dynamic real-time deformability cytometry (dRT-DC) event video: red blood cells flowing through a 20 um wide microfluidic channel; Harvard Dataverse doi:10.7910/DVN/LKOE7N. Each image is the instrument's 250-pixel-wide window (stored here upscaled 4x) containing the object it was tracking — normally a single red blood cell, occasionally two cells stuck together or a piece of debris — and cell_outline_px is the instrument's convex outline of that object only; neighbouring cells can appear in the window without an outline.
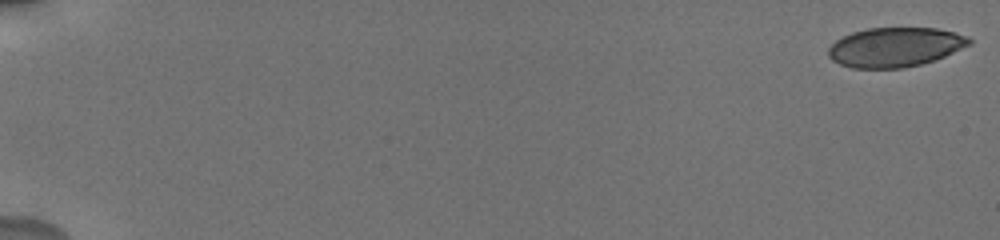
{"species": "human", "species_latin": "Homo sapiens", "temperature_condition": "cold", "stored_images_in_passage": 46, "camera_frame_rate_fps": 3000, "um_per_image_px": 0.085, "donor": {"sex": "male"}, "frame": {"image": 1, "passage_image": 1, "time_ms": 0.0, "image_size_px": [1000, 240], "cell_outline_px": [[972, 44], [944, 56], [920, 64], [904, 68], [852, 68], [840, 64], [832, 60], [828, 56], [828, 48], [836, 40], [852, 32], [868, 28], [936, 28], [968, 36], [972, 40]], "centroid_in_image_um": [76.07, 4.01], "position_along_channel_um": 8.9, "area_um2": 32.25}}
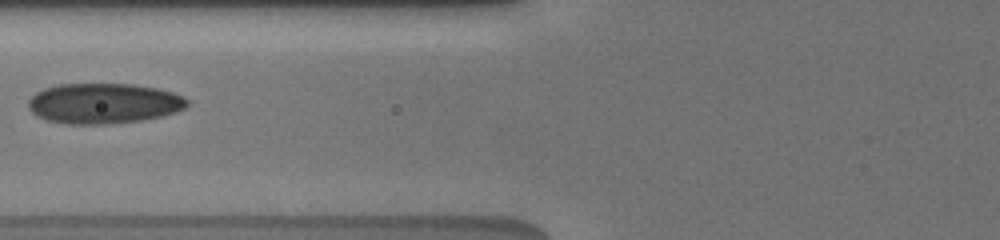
{"frame": {"image": 2, "passage_image": 26, "time_ms": 8.0, "image_size_px": [1000, 240], "cell_outline_px": [[188, 104], [184, 108], [176, 112], [164, 116], [140, 120], [104, 124], [68, 124], [48, 120], [36, 116], [28, 108], [28, 100], [36, 92], [44, 88], [56, 84], [132, 84], [156, 88], [172, 92], [184, 96], [188, 100]], "centroid_in_image_um": [8.8, 8.78], "position_along_channel_um": 117.0, "area_um2": 37.45}}
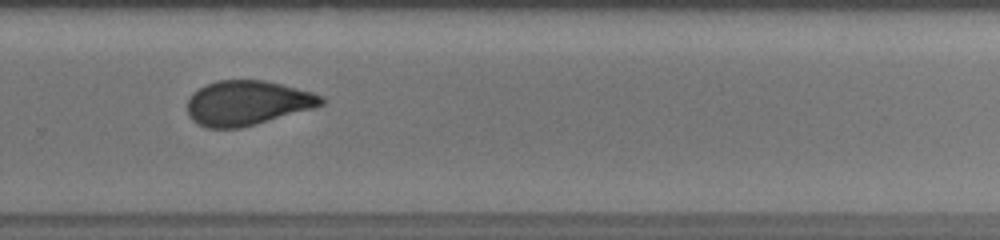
{"frame": {"image": 3, "passage_image": 36, "time_ms": 13.0, "image_size_px": [1000, 240], "cell_outline_px": [[324, 104], [316, 108], [256, 124], [240, 128], [208, 128], [196, 124], [192, 120], [188, 112], [188, 100], [192, 92], [216, 80], [264, 80], [312, 92], [324, 96]], "centroid_in_image_um": [21.04, 8.76], "position_along_channel_um": 308.8, "area_um2": 34.97}, "authors_computed_cell_mechanics": {"area_um2": 34.5066, "velocity_mm_per_s": 3.8401, "shape_relaxation_time_tau1_ms": 4.7832, "shape_relaxation_time_tau2_ms": 1.8519, "deformation_change_tau1": 0.1367, "deformation_change_tau2": 0.0793}}